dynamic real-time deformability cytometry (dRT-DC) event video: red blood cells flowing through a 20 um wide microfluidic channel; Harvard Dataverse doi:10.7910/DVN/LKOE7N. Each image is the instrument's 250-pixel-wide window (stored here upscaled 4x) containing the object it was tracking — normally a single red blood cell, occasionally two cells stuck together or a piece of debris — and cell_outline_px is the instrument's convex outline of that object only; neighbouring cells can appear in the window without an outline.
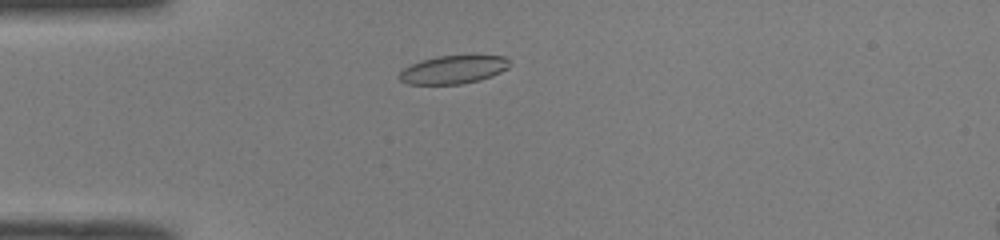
{"species": "common noctule bat (a hibernating species)", "species_latin": "Nyctalus noctula", "temperature_condition": "room temperature", "stored_images_in_passage": 43, "camera_frame_rate_fps": 3000, "um_per_image_px": 0.085, "animal": {"sex": "male", "body_mass_g": 19.0, "forearm_length_mm": 50.8}, "frame": {"image": 1, "passage_image": 7, "time_ms": 2.0, "image_size_px": [1000, 240], "cell_outline_px": [[512, 64], [508, 68], [492, 76], [480, 80], [460, 84], [408, 84], [400, 80], [396, 76], [404, 68], [420, 60], [436, 56], [508, 56]], "centroid_in_image_um": [38.54, 5.92], "position_along_channel_um": 46.5, "area_um2": 18.26}}
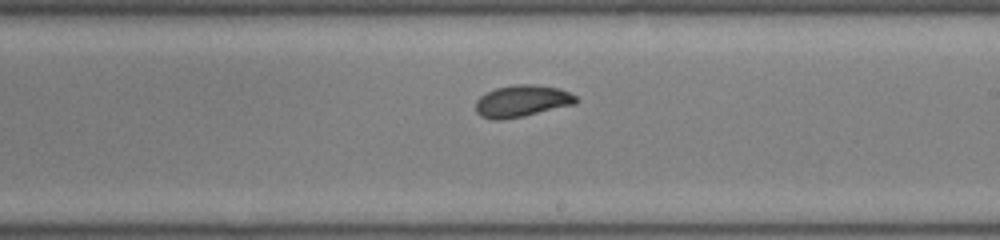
{"frame": {"image": 2, "passage_image": 23, "time_ms": 7.333, "image_size_px": [1000, 240], "cell_outline_px": [[580, 100], [576, 104], [524, 116], [500, 120], [492, 120], [480, 116], [476, 112], [476, 100], [480, 96], [496, 88], [516, 84], [532, 84], [560, 88], [576, 96]], "centroid_in_image_um": [44.38, 8.59], "position_along_channel_um": 244.6, "area_um2": 18.73}}
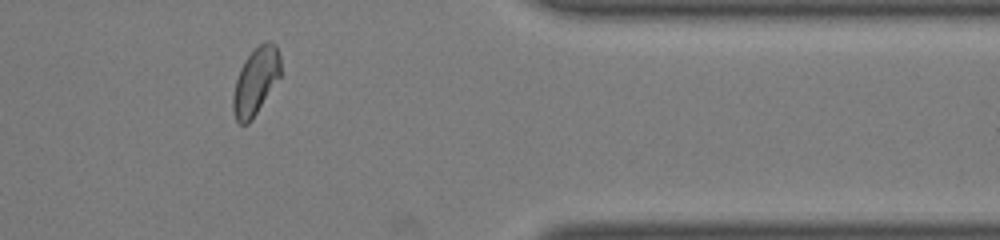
{"frame": {"image": 3, "passage_image": 35, "time_ms": 11.333, "image_size_px": [1000, 240], "cell_outline_px": [[280, 76], [252, 120], [248, 124], [240, 124], [236, 120], [232, 108], [232, 96], [236, 80], [240, 68], [244, 60], [260, 44], [268, 40], [276, 44], [280, 56]], "centroid_in_image_um": [21.72, 6.91], "position_along_channel_um": 389.7, "area_um2": 18.5}, "authors_computed_cell_mechanics": {"area_um2": 18.6116, "velocity_mm_per_s": 4.0655, "shape_relaxation_time_tau1_ms": 4.0507, "shape_relaxation_time_tau2_ms": 1.5912, "deformation_change_tau1": 0.1053, "deformation_change_tau2": 0.0528}}